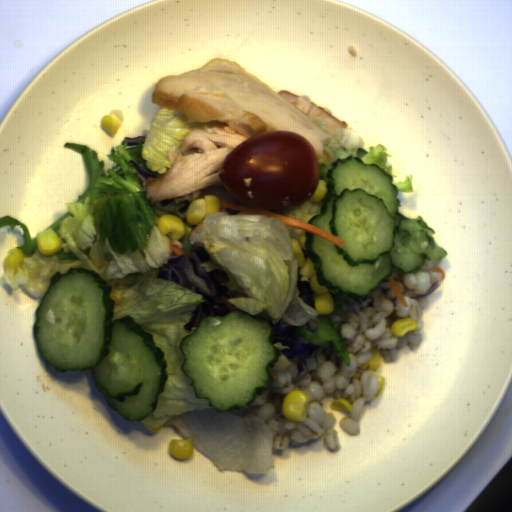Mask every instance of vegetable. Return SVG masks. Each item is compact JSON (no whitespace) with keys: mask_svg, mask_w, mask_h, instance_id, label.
Wrapping results in <instances>:
<instances>
[{"mask_svg":"<svg viewBox=\"0 0 512 512\" xmlns=\"http://www.w3.org/2000/svg\"><path fill=\"white\" fill-rule=\"evenodd\" d=\"M309 119L315 122L331 136L329 144L323 145V156L316 157L319 170V181H324L326 183V194L319 202H312L310 197L300 205L291 209L270 211L309 224L312 218L322 214L323 212L324 203L328 198L330 189L328 172L330 169H335L332 163L336 160H345L351 156L361 158L367 165H377L381 171L388 174L391 177L392 185L396 186L397 194L414 193L413 178L411 174L405 177V181L400 180L397 183H394V178L398 177V175L392 174V164H386L388 158L393 157V154L387 153L388 149L385 145L378 143L375 146L372 145L368 147V150H366L363 148L366 146L365 141L351 126H347V128L336 127L333 130H328V120L313 116H309Z\"/></svg>","mask_w":512,"mask_h":512,"instance_id":"ea0f7189","label":"vegetable"},{"mask_svg":"<svg viewBox=\"0 0 512 512\" xmlns=\"http://www.w3.org/2000/svg\"><path fill=\"white\" fill-rule=\"evenodd\" d=\"M273 346H275L281 354L278 356V362L272 366V370L286 371L290 365L295 364L294 361L289 360L283 353V349H290V347L284 346L281 341L274 343Z\"/></svg>","mask_w":512,"mask_h":512,"instance_id":"f7b5029e","label":"vegetable"},{"mask_svg":"<svg viewBox=\"0 0 512 512\" xmlns=\"http://www.w3.org/2000/svg\"><path fill=\"white\" fill-rule=\"evenodd\" d=\"M216 125L229 126L224 121L188 122V116L177 109L162 108L153 118L143 144L112 147L107 157L115 163L104 171V160L98 152L78 143H66L64 148L83 155L89 175V186L78 201L66 203V213L46 230L57 232L62 248L54 255H41L37 248V233L30 231L10 215L0 217V229L9 225L13 231L21 226L23 261L16 268H6L2 279L14 290L24 286L33 297H44L56 273L65 275L70 269H87L107 282L113 300L112 323L131 316L141 329L152 335L155 347L164 353L167 378L164 392L157 396V407L142 422L159 428L175 425L192 446L205 455L218 469L245 470L252 475H264L276 467L274 440L277 433L261 417L242 418L228 411H216L208 399L196 397L192 378L182 370L186 358L180 344L184 337L199 327L185 329L193 318V311L207 299L174 281L158 278L160 267L169 263L173 254L171 244L190 252L204 251L211 261L200 267L206 273L224 270L229 281L220 283L229 291H238L246 297L230 298L234 308L252 316L266 310L273 324L283 318L286 324L296 326V334L309 343L319 345L314 352L316 369L318 353L330 342L332 352L346 366L351 358L345 342L337 333L341 323L329 316L343 311L342 300L330 293L333 311L320 315L300 298L298 260L292 240L299 242L306 230L285 225L275 216L244 214L226 208L229 213L206 215L199 237L205 247L190 243V235L197 224H188L186 213L191 201L213 195L219 201L229 200L255 207L231 196L224 185H209L200 189L197 198L175 201V198L154 201L146 199L147 186L131 168L133 160L140 170L161 178L171 168L169 151L178 147L190 132ZM264 209L263 207H256ZM171 214L179 217L186 233L173 240L160 233L158 217ZM314 319L318 325L313 332L306 324Z\"/></svg>","mask_w":512,"mask_h":512,"instance_id":"add77e79","label":"vegetable"}]
</instances>
